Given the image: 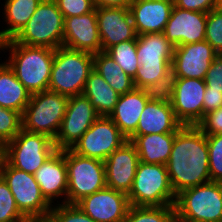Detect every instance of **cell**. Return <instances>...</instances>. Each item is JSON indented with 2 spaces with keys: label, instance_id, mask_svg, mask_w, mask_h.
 <instances>
[{
  "label": "cell",
  "instance_id": "cell-17",
  "mask_svg": "<svg viewBox=\"0 0 222 222\" xmlns=\"http://www.w3.org/2000/svg\"><path fill=\"white\" fill-rule=\"evenodd\" d=\"M207 13L184 10L174 5L163 34L174 46L205 41Z\"/></svg>",
  "mask_w": 222,
  "mask_h": 222
},
{
  "label": "cell",
  "instance_id": "cell-36",
  "mask_svg": "<svg viewBox=\"0 0 222 222\" xmlns=\"http://www.w3.org/2000/svg\"><path fill=\"white\" fill-rule=\"evenodd\" d=\"M205 41L218 54H222V6L212 9L207 13Z\"/></svg>",
  "mask_w": 222,
  "mask_h": 222
},
{
  "label": "cell",
  "instance_id": "cell-45",
  "mask_svg": "<svg viewBox=\"0 0 222 222\" xmlns=\"http://www.w3.org/2000/svg\"><path fill=\"white\" fill-rule=\"evenodd\" d=\"M7 163V151L5 144H0V179L4 173V168Z\"/></svg>",
  "mask_w": 222,
  "mask_h": 222
},
{
  "label": "cell",
  "instance_id": "cell-35",
  "mask_svg": "<svg viewBox=\"0 0 222 222\" xmlns=\"http://www.w3.org/2000/svg\"><path fill=\"white\" fill-rule=\"evenodd\" d=\"M45 222H96L76 204L53 205Z\"/></svg>",
  "mask_w": 222,
  "mask_h": 222
},
{
  "label": "cell",
  "instance_id": "cell-8",
  "mask_svg": "<svg viewBox=\"0 0 222 222\" xmlns=\"http://www.w3.org/2000/svg\"><path fill=\"white\" fill-rule=\"evenodd\" d=\"M67 165V204H76L83 197L106 187L105 163L83 157L71 149H64Z\"/></svg>",
  "mask_w": 222,
  "mask_h": 222
},
{
  "label": "cell",
  "instance_id": "cell-12",
  "mask_svg": "<svg viewBox=\"0 0 222 222\" xmlns=\"http://www.w3.org/2000/svg\"><path fill=\"white\" fill-rule=\"evenodd\" d=\"M99 117L86 96L69 97L66 113L53 140L56 149H71Z\"/></svg>",
  "mask_w": 222,
  "mask_h": 222
},
{
  "label": "cell",
  "instance_id": "cell-42",
  "mask_svg": "<svg viewBox=\"0 0 222 222\" xmlns=\"http://www.w3.org/2000/svg\"><path fill=\"white\" fill-rule=\"evenodd\" d=\"M174 5L184 10L203 13L221 6L219 0H174Z\"/></svg>",
  "mask_w": 222,
  "mask_h": 222
},
{
  "label": "cell",
  "instance_id": "cell-40",
  "mask_svg": "<svg viewBox=\"0 0 222 222\" xmlns=\"http://www.w3.org/2000/svg\"><path fill=\"white\" fill-rule=\"evenodd\" d=\"M196 126L206 136L222 134V108L205 114Z\"/></svg>",
  "mask_w": 222,
  "mask_h": 222
},
{
  "label": "cell",
  "instance_id": "cell-31",
  "mask_svg": "<svg viewBox=\"0 0 222 222\" xmlns=\"http://www.w3.org/2000/svg\"><path fill=\"white\" fill-rule=\"evenodd\" d=\"M124 70L134 78L140 66L136 52V40L123 41L109 47L105 51Z\"/></svg>",
  "mask_w": 222,
  "mask_h": 222
},
{
  "label": "cell",
  "instance_id": "cell-29",
  "mask_svg": "<svg viewBox=\"0 0 222 222\" xmlns=\"http://www.w3.org/2000/svg\"><path fill=\"white\" fill-rule=\"evenodd\" d=\"M93 69L97 71L119 95L131 92L136 88L133 78L126 74L105 51L93 54Z\"/></svg>",
  "mask_w": 222,
  "mask_h": 222
},
{
  "label": "cell",
  "instance_id": "cell-5",
  "mask_svg": "<svg viewBox=\"0 0 222 222\" xmlns=\"http://www.w3.org/2000/svg\"><path fill=\"white\" fill-rule=\"evenodd\" d=\"M129 204L137 207H161L175 205L176 195L171 187L166 165L139 161Z\"/></svg>",
  "mask_w": 222,
  "mask_h": 222
},
{
  "label": "cell",
  "instance_id": "cell-13",
  "mask_svg": "<svg viewBox=\"0 0 222 222\" xmlns=\"http://www.w3.org/2000/svg\"><path fill=\"white\" fill-rule=\"evenodd\" d=\"M205 80L176 78L171 101L175 117L182 125L196 126L203 118Z\"/></svg>",
  "mask_w": 222,
  "mask_h": 222
},
{
  "label": "cell",
  "instance_id": "cell-1",
  "mask_svg": "<svg viewBox=\"0 0 222 222\" xmlns=\"http://www.w3.org/2000/svg\"><path fill=\"white\" fill-rule=\"evenodd\" d=\"M208 156L206 135L197 126L183 125L176 132L166 164L175 195L211 181Z\"/></svg>",
  "mask_w": 222,
  "mask_h": 222
},
{
  "label": "cell",
  "instance_id": "cell-41",
  "mask_svg": "<svg viewBox=\"0 0 222 222\" xmlns=\"http://www.w3.org/2000/svg\"><path fill=\"white\" fill-rule=\"evenodd\" d=\"M206 89L222 92V54H218L207 70Z\"/></svg>",
  "mask_w": 222,
  "mask_h": 222
},
{
  "label": "cell",
  "instance_id": "cell-24",
  "mask_svg": "<svg viewBox=\"0 0 222 222\" xmlns=\"http://www.w3.org/2000/svg\"><path fill=\"white\" fill-rule=\"evenodd\" d=\"M136 52L140 66H171L174 46L163 32L137 35Z\"/></svg>",
  "mask_w": 222,
  "mask_h": 222
},
{
  "label": "cell",
  "instance_id": "cell-26",
  "mask_svg": "<svg viewBox=\"0 0 222 222\" xmlns=\"http://www.w3.org/2000/svg\"><path fill=\"white\" fill-rule=\"evenodd\" d=\"M2 16L6 24L0 30V43L13 39L19 31L27 24L42 0H4ZM4 18V19H3Z\"/></svg>",
  "mask_w": 222,
  "mask_h": 222
},
{
  "label": "cell",
  "instance_id": "cell-9",
  "mask_svg": "<svg viewBox=\"0 0 222 222\" xmlns=\"http://www.w3.org/2000/svg\"><path fill=\"white\" fill-rule=\"evenodd\" d=\"M2 178L8 185L19 211L30 222H45L52 206L43 196L34 174L6 163Z\"/></svg>",
  "mask_w": 222,
  "mask_h": 222
},
{
  "label": "cell",
  "instance_id": "cell-7",
  "mask_svg": "<svg viewBox=\"0 0 222 222\" xmlns=\"http://www.w3.org/2000/svg\"><path fill=\"white\" fill-rule=\"evenodd\" d=\"M69 97L49 90L31 94L22 113V129L55 139L66 113Z\"/></svg>",
  "mask_w": 222,
  "mask_h": 222
},
{
  "label": "cell",
  "instance_id": "cell-44",
  "mask_svg": "<svg viewBox=\"0 0 222 222\" xmlns=\"http://www.w3.org/2000/svg\"><path fill=\"white\" fill-rule=\"evenodd\" d=\"M94 7H129L132 0H92Z\"/></svg>",
  "mask_w": 222,
  "mask_h": 222
},
{
  "label": "cell",
  "instance_id": "cell-39",
  "mask_svg": "<svg viewBox=\"0 0 222 222\" xmlns=\"http://www.w3.org/2000/svg\"><path fill=\"white\" fill-rule=\"evenodd\" d=\"M64 18L85 15L92 12L95 7L92 0H54Z\"/></svg>",
  "mask_w": 222,
  "mask_h": 222
},
{
  "label": "cell",
  "instance_id": "cell-6",
  "mask_svg": "<svg viewBox=\"0 0 222 222\" xmlns=\"http://www.w3.org/2000/svg\"><path fill=\"white\" fill-rule=\"evenodd\" d=\"M64 37V16L54 0H42L27 24L13 38L26 46H62Z\"/></svg>",
  "mask_w": 222,
  "mask_h": 222
},
{
  "label": "cell",
  "instance_id": "cell-11",
  "mask_svg": "<svg viewBox=\"0 0 222 222\" xmlns=\"http://www.w3.org/2000/svg\"><path fill=\"white\" fill-rule=\"evenodd\" d=\"M127 138L108 116H100L71 148L76 154L105 161Z\"/></svg>",
  "mask_w": 222,
  "mask_h": 222
},
{
  "label": "cell",
  "instance_id": "cell-23",
  "mask_svg": "<svg viewBox=\"0 0 222 222\" xmlns=\"http://www.w3.org/2000/svg\"><path fill=\"white\" fill-rule=\"evenodd\" d=\"M148 101L144 91L137 88L119 96L114 110L108 117L127 139L136 131L141 114Z\"/></svg>",
  "mask_w": 222,
  "mask_h": 222
},
{
  "label": "cell",
  "instance_id": "cell-25",
  "mask_svg": "<svg viewBox=\"0 0 222 222\" xmlns=\"http://www.w3.org/2000/svg\"><path fill=\"white\" fill-rule=\"evenodd\" d=\"M176 133L148 134L136 136L131 143L136 147L139 161L166 165Z\"/></svg>",
  "mask_w": 222,
  "mask_h": 222
},
{
  "label": "cell",
  "instance_id": "cell-27",
  "mask_svg": "<svg viewBox=\"0 0 222 222\" xmlns=\"http://www.w3.org/2000/svg\"><path fill=\"white\" fill-rule=\"evenodd\" d=\"M31 94L17 79L14 71L3 60L0 63V106L21 115L30 101Z\"/></svg>",
  "mask_w": 222,
  "mask_h": 222
},
{
  "label": "cell",
  "instance_id": "cell-18",
  "mask_svg": "<svg viewBox=\"0 0 222 222\" xmlns=\"http://www.w3.org/2000/svg\"><path fill=\"white\" fill-rule=\"evenodd\" d=\"M104 163L106 186L128 195L139 163L136 147L127 141L108 156Z\"/></svg>",
  "mask_w": 222,
  "mask_h": 222
},
{
  "label": "cell",
  "instance_id": "cell-37",
  "mask_svg": "<svg viewBox=\"0 0 222 222\" xmlns=\"http://www.w3.org/2000/svg\"><path fill=\"white\" fill-rule=\"evenodd\" d=\"M211 181L222 183V134L206 136Z\"/></svg>",
  "mask_w": 222,
  "mask_h": 222
},
{
  "label": "cell",
  "instance_id": "cell-33",
  "mask_svg": "<svg viewBox=\"0 0 222 222\" xmlns=\"http://www.w3.org/2000/svg\"><path fill=\"white\" fill-rule=\"evenodd\" d=\"M0 222H30L17 208L13 194L3 178L0 179Z\"/></svg>",
  "mask_w": 222,
  "mask_h": 222
},
{
  "label": "cell",
  "instance_id": "cell-4",
  "mask_svg": "<svg viewBox=\"0 0 222 222\" xmlns=\"http://www.w3.org/2000/svg\"><path fill=\"white\" fill-rule=\"evenodd\" d=\"M177 222H222V183L209 181L176 195Z\"/></svg>",
  "mask_w": 222,
  "mask_h": 222
},
{
  "label": "cell",
  "instance_id": "cell-20",
  "mask_svg": "<svg viewBox=\"0 0 222 222\" xmlns=\"http://www.w3.org/2000/svg\"><path fill=\"white\" fill-rule=\"evenodd\" d=\"M62 46L92 54L102 51L96 8L85 15L64 18Z\"/></svg>",
  "mask_w": 222,
  "mask_h": 222
},
{
  "label": "cell",
  "instance_id": "cell-34",
  "mask_svg": "<svg viewBox=\"0 0 222 222\" xmlns=\"http://www.w3.org/2000/svg\"><path fill=\"white\" fill-rule=\"evenodd\" d=\"M22 129V116L19 112L0 106V143L13 140Z\"/></svg>",
  "mask_w": 222,
  "mask_h": 222
},
{
  "label": "cell",
  "instance_id": "cell-21",
  "mask_svg": "<svg viewBox=\"0 0 222 222\" xmlns=\"http://www.w3.org/2000/svg\"><path fill=\"white\" fill-rule=\"evenodd\" d=\"M174 0H132L129 10L137 35L163 32Z\"/></svg>",
  "mask_w": 222,
  "mask_h": 222
},
{
  "label": "cell",
  "instance_id": "cell-16",
  "mask_svg": "<svg viewBox=\"0 0 222 222\" xmlns=\"http://www.w3.org/2000/svg\"><path fill=\"white\" fill-rule=\"evenodd\" d=\"M102 51L128 40H137L129 7L96 8Z\"/></svg>",
  "mask_w": 222,
  "mask_h": 222
},
{
  "label": "cell",
  "instance_id": "cell-15",
  "mask_svg": "<svg viewBox=\"0 0 222 222\" xmlns=\"http://www.w3.org/2000/svg\"><path fill=\"white\" fill-rule=\"evenodd\" d=\"M217 55L207 41L176 46L171 69L176 78L205 80L207 70Z\"/></svg>",
  "mask_w": 222,
  "mask_h": 222
},
{
  "label": "cell",
  "instance_id": "cell-43",
  "mask_svg": "<svg viewBox=\"0 0 222 222\" xmlns=\"http://www.w3.org/2000/svg\"><path fill=\"white\" fill-rule=\"evenodd\" d=\"M222 108V92L216 90H205L203 101V117L205 114Z\"/></svg>",
  "mask_w": 222,
  "mask_h": 222
},
{
  "label": "cell",
  "instance_id": "cell-28",
  "mask_svg": "<svg viewBox=\"0 0 222 222\" xmlns=\"http://www.w3.org/2000/svg\"><path fill=\"white\" fill-rule=\"evenodd\" d=\"M99 116H109L118 102L119 94L94 69L89 74L84 91Z\"/></svg>",
  "mask_w": 222,
  "mask_h": 222
},
{
  "label": "cell",
  "instance_id": "cell-19",
  "mask_svg": "<svg viewBox=\"0 0 222 222\" xmlns=\"http://www.w3.org/2000/svg\"><path fill=\"white\" fill-rule=\"evenodd\" d=\"M34 177L51 205L67 204L68 178L64 150H57L51 155L34 173Z\"/></svg>",
  "mask_w": 222,
  "mask_h": 222
},
{
  "label": "cell",
  "instance_id": "cell-38",
  "mask_svg": "<svg viewBox=\"0 0 222 222\" xmlns=\"http://www.w3.org/2000/svg\"><path fill=\"white\" fill-rule=\"evenodd\" d=\"M171 70V66H139L133 78L134 85L137 89H142L148 84L159 81Z\"/></svg>",
  "mask_w": 222,
  "mask_h": 222
},
{
  "label": "cell",
  "instance_id": "cell-30",
  "mask_svg": "<svg viewBox=\"0 0 222 222\" xmlns=\"http://www.w3.org/2000/svg\"><path fill=\"white\" fill-rule=\"evenodd\" d=\"M124 222H177L175 206L137 207L130 205Z\"/></svg>",
  "mask_w": 222,
  "mask_h": 222
},
{
  "label": "cell",
  "instance_id": "cell-32",
  "mask_svg": "<svg viewBox=\"0 0 222 222\" xmlns=\"http://www.w3.org/2000/svg\"><path fill=\"white\" fill-rule=\"evenodd\" d=\"M175 79L176 76L171 70L159 81L152 84H148L142 88L145 97L151 101L171 103L172 98L174 96Z\"/></svg>",
  "mask_w": 222,
  "mask_h": 222
},
{
  "label": "cell",
  "instance_id": "cell-10",
  "mask_svg": "<svg viewBox=\"0 0 222 222\" xmlns=\"http://www.w3.org/2000/svg\"><path fill=\"white\" fill-rule=\"evenodd\" d=\"M7 163L24 172L34 174L57 149L53 139L42 133L21 129L18 135L5 144Z\"/></svg>",
  "mask_w": 222,
  "mask_h": 222
},
{
  "label": "cell",
  "instance_id": "cell-22",
  "mask_svg": "<svg viewBox=\"0 0 222 222\" xmlns=\"http://www.w3.org/2000/svg\"><path fill=\"white\" fill-rule=\"evenodd\" d=\"M182 126L175 117L171 103L149 100L136 131L127 140L131 142L139 135L176 133Z\"/></svg>",
  "mask_w": 222,
  "mask_h": 222
},
{
  "label": "cell",
  "instance_id": "cell-3",
  "mask_svg": "<svg viewBox=\"0 0 222 222\" xmlns=\"http://www.w3.org/2000/svg\"><path fill=\"white\" fill-rule=\"evenodd\" d=\"M92 70V53L60 46L55 49L48 90L68 97L81 95Z\"/></svg>",
  "mask_w": 222,
  "mask_h": 222
},
{
  "label": "cell",
  "instance_id": "cell-14",
  "mask_svg": "<svg viewBox=\"0 0 222 222\" xmlns=\"http://www.w3.org/2000/svg\"><path fill=\"white\" fill-rule=\"evenodd\" d=\"M76 205L96 222H124L130 207L127 194L107 186L83 197Z\"/></svg>",
  "mask_w": 222,
  "mask_h": 222
},
{
  "label": "cell",
  "instance_id": "cell-2",
  "mask_svg": "<svg viewBox=\"0 0 222 222\" xmlns=\"http://www.w3.org/2000/svg\"><path fill=\"white\" fill-rule=\"evenodd\" d=\"M9 52L5 62L30 94L48 90L55 49L26 46L13 39L0 43V52Z\"/></svg>",
  "mask_w": 222,
  "mask_h": 222
}]
</instances>
